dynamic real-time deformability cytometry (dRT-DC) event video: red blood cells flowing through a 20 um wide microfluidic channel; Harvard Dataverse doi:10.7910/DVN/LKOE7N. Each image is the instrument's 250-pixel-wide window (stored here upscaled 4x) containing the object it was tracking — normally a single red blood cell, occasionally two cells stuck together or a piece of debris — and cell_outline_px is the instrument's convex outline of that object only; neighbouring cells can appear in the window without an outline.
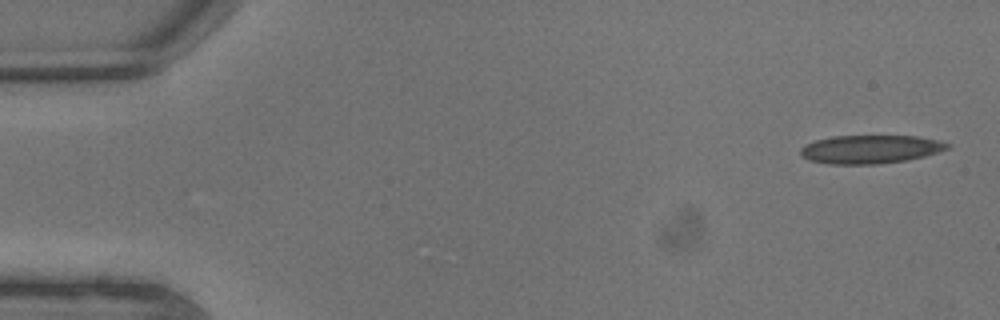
{"species": "common noctule bat (a hibernating species)", "species_latin": "Nyctalus noctula", "temperature_condition": "warm", "stored_images_in_passage": 7, "camera_frame_rate_fps": 3000, "um_per_image_px": 0.085, "animal": {"sex": "male", "body_mass_g": 13.3}, "frame": {"image": 1, "passage_image": 1, "time_ms": 0.0, "image_size_px": [1000, 320], "cell_outline_px": [[952, 148], [924, 156], [904, 160], [876, 164], [828, 164], [808, 160], [800, 152], [800, 148], [804, 144], [816, 140], [832, 136], [916, 136], [940, 140], [948, 144]], "centroid_in_image_um": [73.97, 12.68], "position_along_channel_um": 11.0, "area_um2": 24.28}}
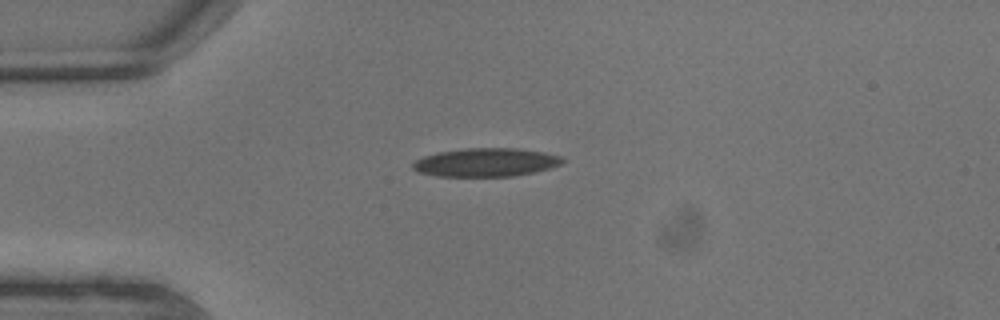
{"frame": {"image": 2, "passage_image": 5, "time_ms": 1.333, "image_size_px": [1000, 320], "cell_outline_px": [[564, 160], [560, 164], [552, 168], [512, 176], [436, 176], [420, 172], [412, 168], [412, 164], [416, 160], [424, 156], [436, 152], [464, 148], [520, 148], [544, 152], [560, 156]], "centroid_in_image_um": [41.29, 13.79], "position_along_channel_um": 43.7, "area_um2": 24.8}}
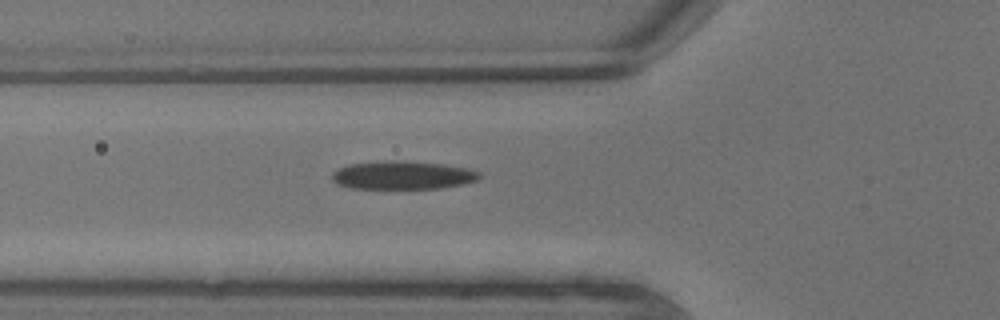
{"frame": {"image": 3, "passage_image": 7, "time_ms": 2.0, "image_size_px": [1000, 320], "cell_outline_px": [[480, 180], [464, 184], [440, 188], [348, 188], [336, 184], [332, 180], [332, 172], [348, 164], [388, 160], [404, 160], [444, 164], [468, 168], [480, 172]], "centroid_in_image_um": [34.24, 14.88], "position_along_channel_um": 91.6, "area_um2": 24.57}}